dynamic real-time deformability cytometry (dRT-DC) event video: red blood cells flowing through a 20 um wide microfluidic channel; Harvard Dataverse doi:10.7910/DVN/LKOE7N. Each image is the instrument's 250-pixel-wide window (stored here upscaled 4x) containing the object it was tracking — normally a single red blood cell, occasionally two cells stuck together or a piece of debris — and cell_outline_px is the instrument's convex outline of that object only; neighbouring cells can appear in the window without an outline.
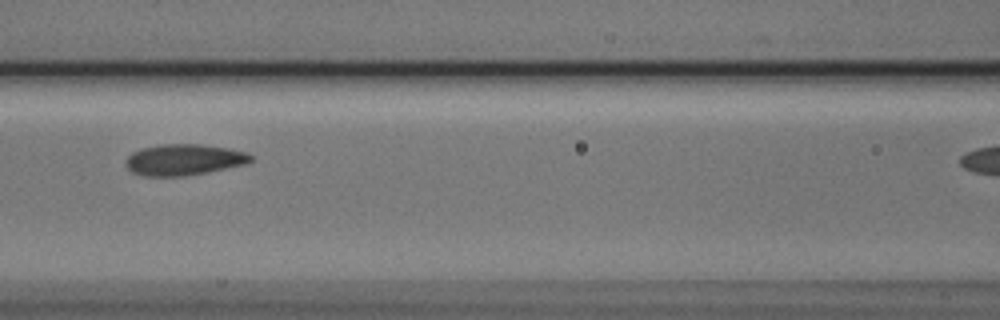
{"species": "Egyptian fruit bat (a non-hibernating species)", "species_latin": "Rousettus aegyptiacus", "temperature_condition": "cold", "stored_images_in_passage": 7, "segment_of_instrument_passage": [1, 2], "camera_frame_rate_fps": 3000, "um_per_image_px": 0.085, "animal": {"sex": "male"}, "frame": {"image": 1, "passage_image": 4, "time_ms": 1.0, "image_size_px": [1000, 320], "cell_outline_px": [[252, 160], [248, 164], [208, 172], [184, 176], [144, 176], [132, 172], [124, 164], [124, 160], [132, 152], [140, 148], [160, 144], [200, 144], [228, 148], [244, 152], [252, 156]], "centroid_in_image_um": [15.6, 13.57], "position_along_channel_um": 151.0, "area_um2": 22.89}}
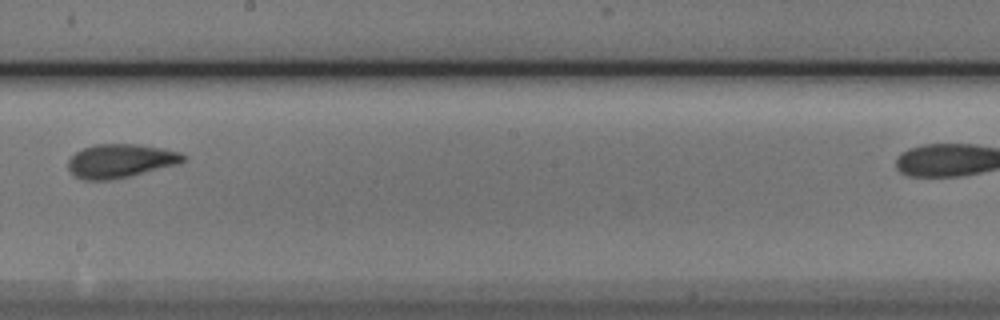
{"frame": {"image": 2, "passage_image": 6, "time_ms": 1.667, "image_size_px": [1000, 320], "cell_outline_px": [[188, 156], [180, 164], [128, 176], [108, 180], [84, 180], [76, 176], [68, 168], [68, 160], [76, 152], [92, 144], [140, 144], [180, 152]], "centroid_in_image_um": [10.26, 13.66], "position_along_channel_um": 237.9, "area_um2": 22.54}}